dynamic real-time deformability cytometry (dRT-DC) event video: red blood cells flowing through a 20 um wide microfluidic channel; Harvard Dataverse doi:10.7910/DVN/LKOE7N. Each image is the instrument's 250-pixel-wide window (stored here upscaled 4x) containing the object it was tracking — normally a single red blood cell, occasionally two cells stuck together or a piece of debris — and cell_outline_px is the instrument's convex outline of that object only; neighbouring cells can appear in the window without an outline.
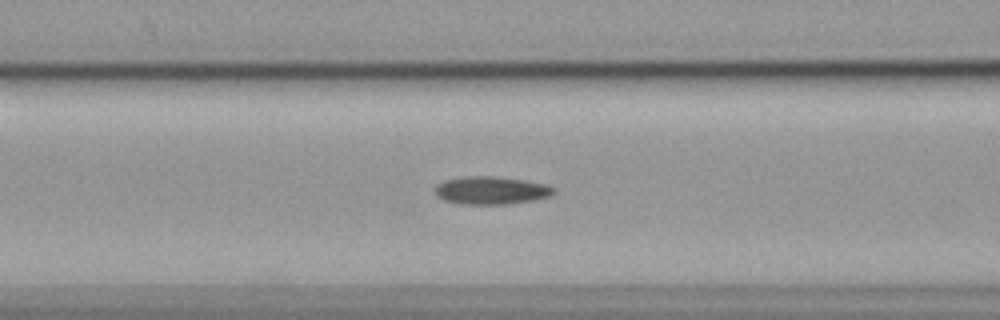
{"species": "common noctule bat (a hibernating species)", "species_latin": "Nyctalus noctula", "temperature_condition": "cold", "stored_images_in_passage": 27, "camera_frame_rate_fps": 3000, "um_per_image_px": 0.085, "animal": {"sex": "female", "body_mass_g": 19.9}, "frame": {"image": 1, "passage_image": 23, "time_ms": 7.333, "image_size_px": [1000, 320], "cell_outline_px": [[556, 192], [552, 196], [532, 200], [504, 204], [460, 204], [444, 200], [436, 196], [436, 188], [440, 184], [448, 180], [464, 176], [496, 176], [524, 180], [544, 184], [556, 188]], "centroid_in_image_um": [41.8, 16.18], "position_along_channel_um": 124.8, "area_um2": 19.13}}
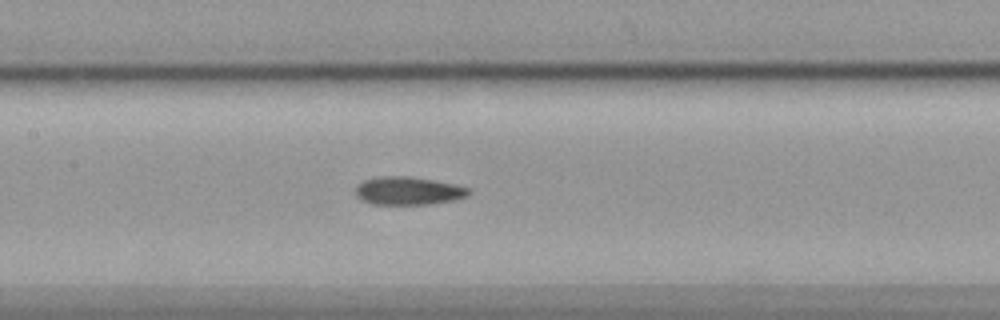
{"frame": {"image": 2, "passage_image": 27, "time_ms": 8.667, "image_size_px": [1000, 320], "cell_outline_px": [[472, 192], [468, 196], [452, 200], [428, 204], [372, 204], [356, 196], [356, 188], [364, 180], [380, 176], [404, 176], [432, 180], [452, 184], [468, 188]], "centroid_in_image_um": [34.7, 16.22], "position_along_channel_um": 172.7, "area_um2": 18.15}}